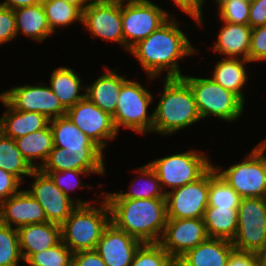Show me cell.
I'll return each instance as SVG.
<instances>
[{
  "instance_id": "1",
  "label": "cell",
  "mask_w": 266,
  "mask_h": 266,
  "mask_svg": "<svg viewBox=\"0 0 266 266\" xmlns=\"http://www.w3.org/2000/svg\"><path fill=\"white\" fill-rule=\"evenodd\" d=\"M175 15L152 32L148 37L132 46L128 53L138 61L148 79L181 78V59L199 53L178 25Z\"/></svg>"
},
{
  "instance_id": "2",
  "label": "cell",
  "mask_w": 266,
  "mask_h": 266,
  "mask_svg": "<svg viewBox=\"0 0 266 266\" xmlns=\"http://www.w3.org/2000/svg\"><path fill=\"white\" fill-rule=\"evenodd\" d=\"M111 222L142 243H158L167 222L165 198H105Z\"/></svg>"
},
{
  "instance_id": "3",
  "label": "cell",
  "mask_w": 266,
  "mask_h": 266,
  "mask_svg": "<svg viewBox=\"0 0 266 266\" xmlns=\"http://www.w3.org/2000/svg\"><path fill=\"white\" fill-rule=\"evenodd\" d=\"M163 91L153 110L152 133L162 136L175 135L182 129L200 122L193 92L181 78H163Z\"/></svg>"
},
{
  "instance_id": "4",
  "label": "cell",
  "mask_w": 266,
  "mask_h": 266,
  "mask_svg": "<svg viewBox=\"0 0 266 266\" xmlns=\"http://www.w3.org/2000/svg\"><path fill=\"white\" fill-rule=\"evenodd\" d=\"M95 197H97L96 206L93 203L77 205L61 224L62 242L73 253L95 250L104 229L111 222V212L107 200L102 193L101 196Z\"/></svg>"
},
{
  "instance_id": "5",
  "label": "cell",
  "mask_w": 266,
  "mask_h": 266,
  "mask_svg": "<svg viewBox=\"0 0 266 266\" xmlns=\"http://www.w3.org/2000/svg\"><path fill=\"white\" fill-rule=\"evenodd\" d=\"M182 78L190 86L201 119L209 117L221 121L238 120L245 111V103L233 92L226 90L211 77H193L184 74Z\"/></svg>"
},
{
  "instance_id": "6",
  "label": "cell",
  "mask_w": 266,
  "mask_h": 266,
  "mask_svg": "<svg viewBox=\"0 0 266 266\" xmlns=\"http://www.w3.org/2000/svg\"><path fill=\"white\" fill-rule=\"evenodd\" d=\"M266 138L261 140L242 161L215 171L239 194L241 198L266 196Z\"/></svg>"
},
{
  "instance_id": "7",
  "label": "cell",
  "mask_w": 266,
  "mask_h": 266,
  "mask_svg": "<svg viewBox=\"0 0 266 266\" xmlns=\"http://www.w3.org/2000/svg\"><path fill=\"white\" fill-rule=\"evenodd\" d=\"M142 83L128 80L121 86L117 99L115 113L112 116L113 124L119 133L122 128L145 135L152 133L153 112L148 114L155 95Z\"/></svg>"
},
{
  "instance_id": "8",
  "label": "cell",
  "mask_w": 266,
  "mask_h": 266,
  "mask_svg": "<svg viewBox=\"0 0 266 266\" xmlns=\"http://www.w3.org/2000/svg\"><path fill=\"white\" fill-rule=\"evenodd\" d=\"M148 163L165 193L198 180L213 166L207 154L194 149L155 158Z\"/></svg>"
},
{
  "instance_id": "9",
  "label": "cell",
  "mask_w": 266,
  "mask_h": 266,
  "mask_svg": "<svg viewBox=\"0 0 266 266\" xmlns=\"http://www.w3.org/2000/svg\"><path fill=\"white\" fill-rule=\"evenodd\" d=\"M237 251L257 253L266 243L265 198H241L237 233L231 241Z\"/></svg>"
},
{
  "instance_id": "10",
  "label": "cell",
  "mask_w": 266,
  "mask_h": 266,
  "mask_svg": "<svg viewBox=\"0 0 266 266\" xmlns=\"http://www.w3.org/2000/svg\"><path fill=\"white\" fill-rule=\"evenodd\" d=\"M0 96L18 111L38 112L49 120L66 116L67 110L45 82L13 86L0 92Z\"/></svg>"
},
{
  "instance_id": "11",
  "label": "cell",
  "mask_w": 266,
  "mask_h": 266,
  "mask_svg": "<svg viewBox=\"0 0 266 266\" xmlns=\"http://www.w3.org/2000/svg\"><path fill=\"white\" fill-rule=\"evenodd\" d=\"M172 15L152 3L122 4L124 50L127 52L140 40L164 24Z\"/></svg>"
},
{
  "instance_id": "12",
  "label": "cell",
  "mask_w": 266,
  "mask_h": 266,
  "mask_svg": "<svg viewBox=\"0 0 266 266\" xmlns=\"http://www.w3.org/2000/svg\"><path fill=\"white\" fill-rule=\"evenodd\" d=\"M66 116L98 147L105 151L108 141L118 136L112 116L104 112L86 96L66 111Z\"/></svg>"
},
{
  "instance_id": "13",
  "label": "cell",
  "mask_w": 266,
  "mask_h": 266,
  "mask_svg": "<svg viewBox=\"0 0 266 266\" xmlns=\"http://www.w3.org/2000/svg\"><path fill=\"white\" fill-rule=\"evenodd\" d=\"M209 170L198 180L166 193L167 218H203L208 207Z\"/></svg>"
},
{
  "instance_id": "14",
  "label": "cell",
  "mask_w": 266,
  "mask_h": 266,
  "mask_svg": "<svg viewBox=\"0 0 266 266\" xmlns=\"http://www.w3.org/2000/svg\"><path fill=\"white\" fill-rule=\"evenodd\" d=\"M31 188L27 191L39 202L48 222L61 225L71 214L77 204L54 183L48 174L34 169Z\"/></svg>"
},
{
  "instance_id": "15",
  "label": "cell",
  "mask_w": 266,
  "mask_h": 266,
  "mask_svg": "<svg viewBox=\"0 0 266 266\" xmlns=\"http://www.w3.org/2000/svg\"><path fill=\"white\" fill-rule=\"evenodd\" d=\"M208 238L202 218H167L158 242L176 261Z\"/></svg>"
},
{
  "instance_id": "16",
  "label": "cell",
  "mask_w": 266,
  "mask_h": 266,
  "mask_svg": "<svg viewBox=\"0 0 266 266\" xmlns=\"http://www.w3.org/2000/svg\"><path fill=\"white\" fill-rule=\"evenodd\" d=\"M82 25L90 35L119 44L124 50L122 4H92L83 9Z\"/></svg>"
},
{
  "instance_id": "17",
  "label": "cell",
  "mask_w": 266,
  "mask_h": 266,
  "mask_svg": "<svg viewBox=\"0 0 266 266\" xmlns=\"http://www.w3.org/2000/svg\"><path fill=\"white\" fill-rule=\"evenodd\" d=\"M141 244V241L110 222L104 229L95 251L101 256L106 266H130Z\"/></svg>"
},
{
  "instance_id": "18",
  "label": "cell",
  "mask_w": 266,
  "mask_h": 266,
  "mask_svg": "<svg viewBox=\"0 0 266 266\" xmlns=\"http://www.w3.org/2000/svg\"><path fill=\"white\" fill-rule=\"evenodd\" d=\"M101 148L64 149L53 147L41 171L106 170Z\"/></svg>"
},
{
  "instance_id": "19",
  "label": "cell",
  "mask_w": 266,
  "mask_h": 266,
  "mask_svg": "<svg viewBox=\"0 0 266 266\" xmlns=\"http://www.w3.org/2000/svg\"><path fill=\"white\" fill-rule=\"evenodd\" d=\"M0 222L19 229L28 224L48 222L39 202L27 191L21 189L0 203Z\"/></svg>"
},
{
  "instance_id": "20",
  "label": "cell",
  "mask_w": 266,
  "mask_h": 266,
  "mask_svg": "<svg viewBox=\"0 0 266 266\" xmlns=\"http://www.w3.org/2000/svg\"><path fill=\"white\" fill-rule=\"evenodd\" d=\"M117 69L105 65V72L93 83L87 84L85 90V96L110 116L115 113L121 86L128 80L127 77L118 74Z\"/></svg>"
},
{
  "instance_id": "21",
  "label": "cell",
  "mask_w": 266,
  "mask_h": 266,
  "mask_svg": "<svg viewBox=\"0 0 266 266\" xmlns=\"http://www.w3.org/2000/svg\"><path fill=\"white\" fill-rule=\"evenodd\" d=\"M17 231L24 262L33 254L46 250L62 240L61 225L52 222L28 224Z\"/></svg>"
},
{
  "instance_id": "22",
  "label": "cell",
  "mask_w": 266,
  "mask_h": 266,
  "mask_svg": "<svg viewBox=\"0 0 266 266\" xmlns=\"http://www.w3.org/2000/svg\"><path fill=\"white\" fill-rule=\"evenodd\" d=\"M234 250L230 240L207 238L187 251L176 263L179 266H227L228 259Z\"/></svg>"
},
{
  "instance_id": "23",
  "label": "cell",
  "mask_w": 266,
  "mask_h": 266,
  "mask_svg": "<svg viewBox=\"0 0 266 266\" xmlns=\"http://www.w3.org/2000/svg\"><path fill=\"white\" fill-rule=\"evenodd\" d=\"M222 22L212 51L225 58H238L249 61L252 28L249 24Z\"/></svg>"
},
{
  "instance_id": "24",
  "label": "cell",
  "mask_w": 266,
  "mask_h": 266,
  "mask_svg": "<svg viewBox=\"0 0 266 266\" xmlns=\"http://www.w3.org/2000/svg\"><path fill=\"white\" fill-rule=\"evenodd\" d=\"M0 102L6 108L0 117V132L12 139L41 130L49 124V119L38 112L13 109L1 96Z\"/></svg>"
},
{
  "instance_id": "25",
  "label": "cell",
  "mask_w": 266,
  "mask_h": 266,
  "mask_svg": "<svg viewBox=\"0 0 266 266\" xmlns=\"http://www.w3.org/2000/svg\"><path fill=\"white\" fill-rule=\"evenodd\" d=\"M220 61L214 63V69L211 78L226 90L236 94L245 103V93L243 87L248 84L247 64L250 61L238 58H220Z\"/></svg>"
},
{
  "instance_id": "26",
  "label": "cell",
  "mask_w": 266,
  "mask_h": 266,
  "mask_svg": "<svg viewBox=\"0 0 266 266\" xmlns=\"http://www.w3.org/2000/svg\"><path fill=\"white\" fill-rule=\"evenodd\" d=\"M133 172L138 175L126 189L128 191H119L110 193L103 192L105 198H126V199H151V198H165L166 193L163 191L159 178L154 172L153 168L146 163L143 166L133 169ZM145 178V179H144ZM138 182V183H137ZM136 183V184H135ZM137 184H139L137 186Z\"/></svg>"
},
{
  "instance_id": "27",
  "label": "cell",
  "mask_w": 266,
  "mask_h": 266,
  "mask_svg": "<svg viewBox=\"0 0 266 266\" xmlns=\"http://www.w3.org/2000/svg\"><path fill=\"white\" fill-rule=\"evenodd\" d=\"M50 74L48 85L66 110L85 97L86 86L73 68L67 66L54 68ZM81 90L84 92L81 93Z\"/></svg>"
},
{
  "instance_id": "28",
  "label": "cell",
  "mask_w": 266,
  "mask_h": 266,
  "mask_svg": "<svg viewBox=\"0 0 266 266\" xmlns=\"http://www.w3.org/2000/svg\"><path fill=\"white\" fill-rule=\"evenodd\" d=\"M17 36L24 35L32 41L44 42L51 31L41 3L14 9Z\"/></svg>"
},
{
  "instance_id": "29",
  "label": "cell",
  "mask_w": 266,
  "mask_h": 266,
  "mask_svg": "<svg viewBox=\"0 0 266 266\" xmlns=\"http://www.w3.org/2000/svg\"><path fill=\"white\" fill-rule=\"evenodd\" d=\"M23 158L33 169H40L54 147L50 125L14 139Z\"/></svg>"
},
{
  "instance_id": "30",
  "label": "cell",
  "mask_w": 266,
  "mask_h": 266,
  "mask_svg": "<svg viewBox=\"0 0 266 266\" xmlns=\"http://www.w3.org/2000/svg\"><path fill=\"white\" fill-rule=\"evenodd\" d=\"M202 219L208 238L232 241L237 233L238 209L208 206Z\"/></svg>"
},
{
  "instance_id": "31",
  "label": "cell",
  "mask_w": 266,
  "mask_h": 266,
  "mask_svg": "<svg viewBox=\"0 0 266 266\" xmlns=\"http://www.w3.org/2000/svg\"><path fill=\"white\" fill-rule=\"evenodd\" d=\"M55 147L64 149L100 148L67 116L49 121Z\"/></svg>"
},
{
  "instance_id": "32",
  "label": "cell",
  "mask_w": 266,
  "mask_h": 266,
  "mask_svg": "<svg viewBox=\"0 0 266 266\" xmlns=\"http://www.w3.org/2000/svg\"><path fill=\"white\" fill-rule=\"evenodd\" d=\"M49 27L53 33L76 22L82 25L83 10L64 0H49L42 3Z\"/></svg>"
},
{
  "instance_id": "33",
  "label": "cell",
  "mask_w": 266,
  "mask_h": 266,
  "mask_svg": "<svg viewBox=\"0 0 266 266\" xmlns=\"http://www.w3.org/2000/svg\"><path fill=\"white\" fill-rule=\"evenodd\" d=\"M0 168L16 176L21 182L34 170L23 158L14 139L0 132ZM25 176V177H24Z\"/></svg>"
},
{
  "instance_id": "34",
  "label": "cell",
  "mask_w": 266,
  "mask_h": 266,
  "mask_svg": "<svg viewBox=\"0 0 266 266\" xmlns=\"http://www.w3.org/2000/svg\"><path fill=\"white\" fill-rule=\"evenodd\" d=\"M42 172L48 174L51 177V179L54 181V183L59 187V189L62 190L77 205H86L96 202V200L92 199L89 202H86L85 200H82V198L79 199L77 197L76 199L75 198L73 199V197H71L70 194L76 189L85 188L84 190H86L87 187H88L87 189H91L90 187L92 185L81 182L80 178L83 176L90 177L94 173L101 176L106 174V170H66V171H42Z\"/></svg>"
},
{
  "instance_id": "35",
  "label": "cell",
  "mask_w": 266,
  "mask_h": 266,
  "mask_svg": "<svg viewBox=\"0 0 266 266\" xmlns=\"http://www.w3.org/2000/svg\"><path fill=\"white\" fill-rule=\"evenodd\" d=\"M241 197L239 194L215 171L209 169L208 206L238 209Z\"/></svg>"
},
{
  "instance_id": "36",
  "label": "cell",
  "mask_w": 266,
  "mask_h": 266,
  "mask_svg": "<svg viewBox=\"0 0 266 266\" xmlns=\"http://www.w3.org/2000/svg\"><path fill=\"white\" fill-rule=\"evenodd\" d=\"M23 261L18 231L0 222V266H19Z\"/></svg>"
},
{
  "instance_id": "37",
  "label": "cell",
  "mask_w": 266,
  "mask_h": 266,
  "mask_svg": "<svg viewBox=\"0 0 266 266\" xmlns=\"http://www.w3.org/2000/svg\"><path fill=\"white\" fill-rule=\"evenodd\" d=\"M176 260L159 243H142L130 266H175Z\"/></svg>"
},
{
  "instance_id": "38",
  "label": "cell",
  "mask_w": 266,
  "mask_h": 266,
  "mask_svg": "<svg viewBox=\"0 0 266 266\" xmlns=\"http://www.w3.org/2000/svg\"><path fill=\"white\" fill-rule=\"evenodd\" d=\"M25 263L29 266H72L73 252L61 240L58 244L33 254Z\"/></svg>"
},
{
  "instance_id": "39",
  "label": "cell",
  "mask_w": 266,
  "mask_h": 266,
  "mask_svg": "<svg viewBox=\"0 0 266 266\" xmlns=\"http://www.w3.org/2000/svg\"><path fill=\"white\" fill-rule=\"evenodd\" d=\"M218 20L232 24H248L250 0H215Z\"/></svg>"
},
{
  "instance_id": "40",
  "label": "cell",
  "mask_w": 266,
  "mask_h": 266,
  "mask_svg": "<svg viewBox=\"0 0 266 266\" xmlns=\"http://www.w3.org/2000/svg\"><path fill=\"white\" fill-rule=\"evenodd\" d=\"M249 61L251 63L266 62V25L252 28Z\"/></svg>"
},
{
  "instance_id": "41",
  "label": "cell",
  "mask_w": 266,
  "mask_h": 266,
  "mask_svg": "<svg viewBox=\"0 0 266 266\" xmlns=\"http://www.w3.org/2000/svg\"><path fill=\"white\" fill-rule=\"evenodd\" d=\"M17 38L14 10L0 6V45Z\"/></svg>"
},
{
  "instance_id": "42",
  "label": "cell",
  "mask_w": 266,
  "mask_h": 266,
  "mask_svg": "<svg viewBox=\"0 0 266 266\" xmlns=\"http://www.w3.org/2000/svg\"><path fill=\"white\" fill-rule=\"evenodd\" d=\"M175 6L193 19L197 27L204 24V3L206 0H172Z\"/></svg>"
},
{
  "instance_id": "43",
  "label": "cell",
  "mask_w": 266,
  "mask_h": 266,
  "mask_svg": "<svg viewBox=\"0 0 266 266\" xmlns=\"http://www.w3.org/2000/svg\"><path fill=\"white\" fill-rule=\"evenodd\" d=\"M21 183L16 176L0 168V203L15 195Z\"/></svg>"
},
{
  "instance_id": "44",
  "label": "cell",
  "mask_w": 266,
  "mask_h": 266,
  "mask_svg": "<svg viewBox=\"0 0 266 266\" xmlns=\"http://www.w3.org/2000/svg\"><path fill=\"white\" fill-rule=\"evenodd\" d=\"M248 24L251 28L266 25V0H250Z\"/></svg>"
},
{
  "instance_id": "45",
  "label": "cell",
  "mask_w": 266,
  "mask_h": 266,
  "mask_svg": "<svg viewBox=\"0 0 266 266\" xmlns=\"http://www.w3.org/2000/svg\"><path fill=\"white\" fill-rule=\"evenodd\" d=\"M72 266H106V264L95 250H87L73 253Z\"/></svg>"
},
{
  "instance_id": "46",
  "label": "cell",
  "mask_w": 266,
  "mask_h": 266,
  "mask_svg": "<svg viewBox=\"0 0 266 266\" xmlns=\"http://www.w3.org/2000/svg\"><path fill=\"white\" fill-rule=\"evenodd\" d=\"M227 266H259L257 254L234 250L228 259Z\"/></svg>"
},
{
  "instance_id": "47",
  "label": "cell",
  "mask_w": 266,
  "mask_h": 266,
  "mask_svg": "<svg viewBox=\"0 0 266 266\" xmlns=\"http://www.w3.org/2000/svg\"><path fill=\"white\" fill-rule=\"evenodd\" d=\"M36 4H39L38 0H4L0 2V6L8 7L13 10Z\"/></svg>"
},
{
  "instance_id": "48",
  "label": "cell",
  "mask_w": 266,
  "mask_h": 266,
  "mask_svg": "<svg viewBox=\"0 0 266 266\" xmlns=\"http://www.w3.org/2000/svg\"><path fill=\"white\" fill-rule=\"evenodd\" d=\"M256 254L259 266H266V243Z\"/></svg>"
},
{
  "instance_id": "49",
  "label": "cell",
  "mask_w": 266,
  "mask_h": 266,
  "mask_svg": "<svg viewBox=\"0 0 266 266\" xmlns=\"http://www.w3.org/2000/svg\"><path fill=\"white\" fill-rule=\"evenodd\" d=\"M86 7L92 4H110V3H120V0H85Z\"/></svg>"
},
{
  "instance_id": "50",
  "label": "cell",
  "mask_w": 266,
  "mask_h": 266,
  "mask_svg": "<svg viewBox=\"0 0 266 266\" xmlns=\"http://www.w3.org/2000/svg\"><path fill=\"white\" fill-rule=\"evenodd\" d=\"M121 4L152 3L150 0H120Z\"/></svg>"
},
{
  "instance_id": "51",
  "label": "cell",
  "mask_w": 266,
  "mask_h": 266,
  "mask_svg": "<svg viewBox=\"0 0 266 266\" xmlns=\"http://www.w3.org/2000/svg\"><path fill=\"white\" fill-rule=\"evenodd\" d=\"M79 6L82 10L86 7L85 0H64Z\"/></svg>"
},
{
  "instance_id": "52",
  "label": "cell",
  "mask_w": 266,
  "mask_h": 266,
  "mask_svg": "<svg viewBox=\"0 0 266 266\" xmlns=\"http://www.w3.org/2000/svg\"><path fill=\"white\" fill-rule=\"evenodd\" d=\"M39 1V3H44V2H46V1H49V0H38Z\"/></svg>"
}]
</instances>
